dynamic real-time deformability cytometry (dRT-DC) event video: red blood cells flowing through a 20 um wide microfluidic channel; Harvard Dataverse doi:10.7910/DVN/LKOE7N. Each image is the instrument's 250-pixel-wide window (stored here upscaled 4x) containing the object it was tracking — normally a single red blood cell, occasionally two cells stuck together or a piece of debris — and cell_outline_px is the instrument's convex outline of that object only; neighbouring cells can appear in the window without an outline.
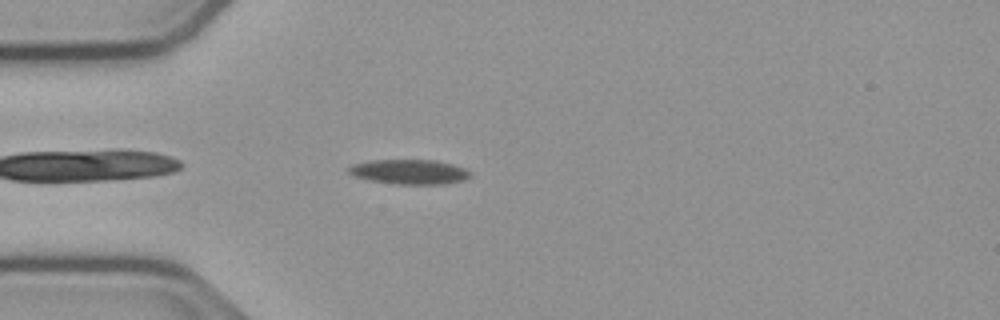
{"species": "common noctule bat (a hibernating species)", "species_latin": "Nyctalus noctula", "temperature_condition": "cold", "stored_images_in_passage": 41, "camera_frame_rate_fps": 3000, "um_per_image_px": 0.085, "animal": {"sex": "male", "body_mass_g": 23.1, "forearm_length_mm": 52.7}, "frame": {"image": 1, "passage_image": 1, "time_ms": 0.0, "image_size_px": [1000, 320], "cell_outline_px": [[472, 172], [464, 180], [444, 184], [396, 184], [372, 180], [356, 176], [348, 172], [348, 168], [352, 164], [372, 160], [432, 160], [452, 164], [464, 168]], "centroid_in_image_um": [34.81, 14.6], "position_along_channel_um": 50.2, "area_um2": 17.28}}
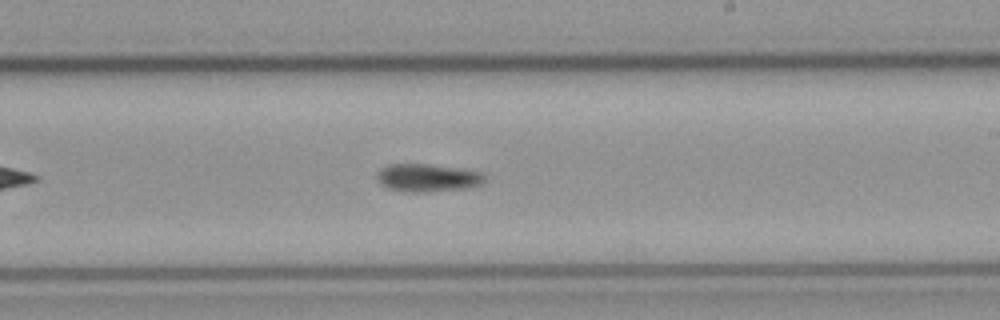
{"frame": {"image": 2, "passage_image": 18, "time_ms": 5.667, "image_size_px": [1000, 320], "cell_outline_px": [[484, 180], [480, 184], [464, 188], [424, 192], [404, 192], [388, 188], [380, 184], [376, 180], [376, 176], [380, 168], [388, 164], [428, 164], [456, 168], [480, 172], [484, 176]], "centroid_in_image_um": [36.24, 15.11], "position_along_channel_um": 252.8, "area_um2": 17.34}}
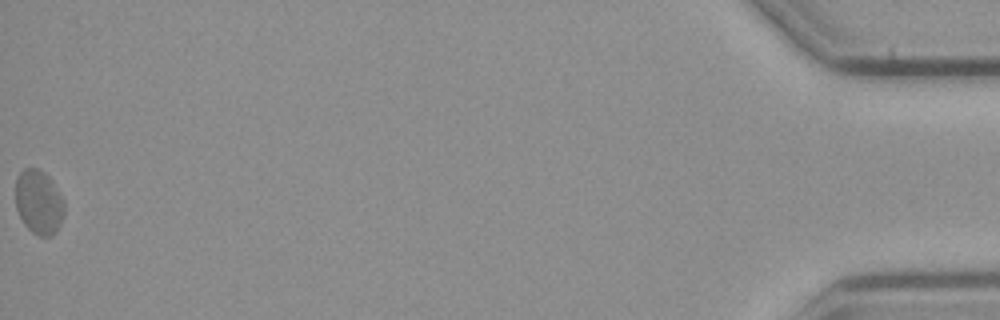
{"frame": {"image": 3, "passage_image": 41, "time_ms": 13.333, "image_size_px": [1000, 320], "cell_outline_px": [[64, 212], [56, 232], [52, 236], [40, 236], [32, 232], [24, 224], [16, 208], [16, 176], [24, 168], [36, 168], [44, 172], [48, 176], [60, 196], [64, 204]], "centroid_in_image_um": [3.27, 17.18], "position_along_channel_um": 431.9, "area_um2": 17.98}}